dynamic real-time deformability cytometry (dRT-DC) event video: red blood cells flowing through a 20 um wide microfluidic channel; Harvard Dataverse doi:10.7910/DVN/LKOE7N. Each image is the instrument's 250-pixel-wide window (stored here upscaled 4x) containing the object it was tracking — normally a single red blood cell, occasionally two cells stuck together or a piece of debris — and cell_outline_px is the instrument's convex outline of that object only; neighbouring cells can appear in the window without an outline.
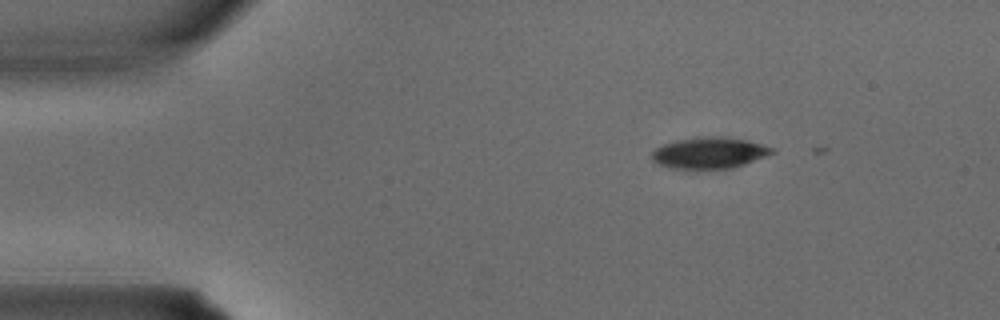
{"species": "common noctule bat (a hibernating species)", "species_latin": "Nyctalus noctula", "temperature_condition": "warm", "stored_images_in_passage": 2, "camera_frame_rate_fps": 3000, "um_per_image_px": 0.085, "animal": {"sex": "male", "body_mass_g": 15.6}, "frame": {"image": 1, "passage_image": 1, "time_ms": 0.0, "image_size_px": [1000, 320], "cell_outline_px": [[776, 152], [744, 164], [732, 168], [668, 168], [656, 164], [652, 160], [652, 152], [656, 148], [664, 144], [676, 140], [712, 136], [720, 136], [748, 140], [772, 148]], "centroid_in_image_um": [60.27, 12.99], "position_along_channel_um": 24.7, "area_um2": 21.62}}
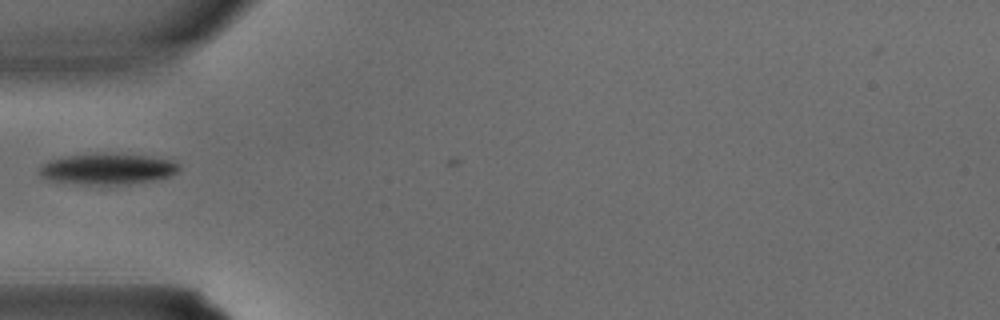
{"frame": {"image": 2, "passage_image": 2, "time_ms": 0.333, "image_size_px": [1000, 320], "cell_outline_px": [[180, 168], [172, 176], [152, 180], [128, 184], [80, 184], [52, 180], [40, 176], [40, 164], [64, 156], [104, 152], [144, 156], [172, 160], [180, 164]], "centroid_in_image_um": [9.15, 14.35], "position_along_channel_um": 75.8, "area_um2": 25.2}}